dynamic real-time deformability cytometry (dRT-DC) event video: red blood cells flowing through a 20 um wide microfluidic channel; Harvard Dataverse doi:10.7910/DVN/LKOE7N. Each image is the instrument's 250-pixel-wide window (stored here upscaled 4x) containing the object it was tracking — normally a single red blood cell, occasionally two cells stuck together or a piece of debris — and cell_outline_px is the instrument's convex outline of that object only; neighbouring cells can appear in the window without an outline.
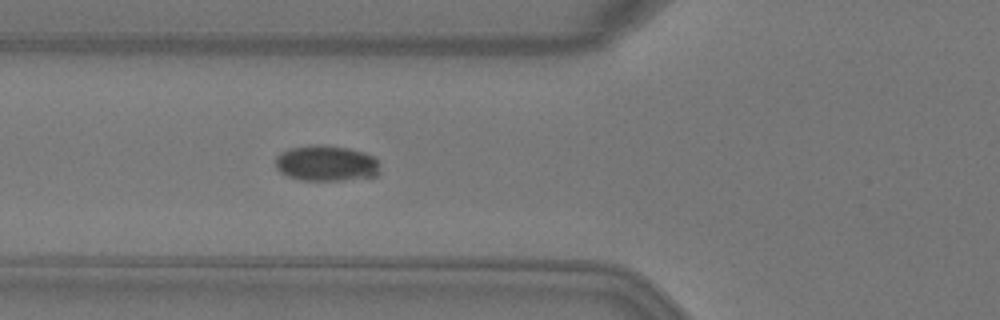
{"species": "Egyptian fruit bat (a non-hibernating species)", "species_latin": "Rousettus aegyptiacus", "temperature_condition": "warm", "stored_images_in_passage": 6, "camera_frame_rate_fps": 3000, "um_per_image_px": 0.085, "animal": {"sex": "female"}, "frame": {"image": 1, "passage_image": 6, "time_ms": 1.667, "image_size_px": [1000, 320], "cell_outline_px": [[380, 172], [376, 176], [344, 180], [300, 180], [288, 176], [280, 172], [276, 168], [276, 156], [280, 152], [288, 148], [312, 144], [324, 144], [348, 148], [364, 152], [372, 156], [380, 164]], "centroid_in_image_um": [27.72, 13.87], "position_along_channel_um": 98.1, "area_um2": 22.08}}